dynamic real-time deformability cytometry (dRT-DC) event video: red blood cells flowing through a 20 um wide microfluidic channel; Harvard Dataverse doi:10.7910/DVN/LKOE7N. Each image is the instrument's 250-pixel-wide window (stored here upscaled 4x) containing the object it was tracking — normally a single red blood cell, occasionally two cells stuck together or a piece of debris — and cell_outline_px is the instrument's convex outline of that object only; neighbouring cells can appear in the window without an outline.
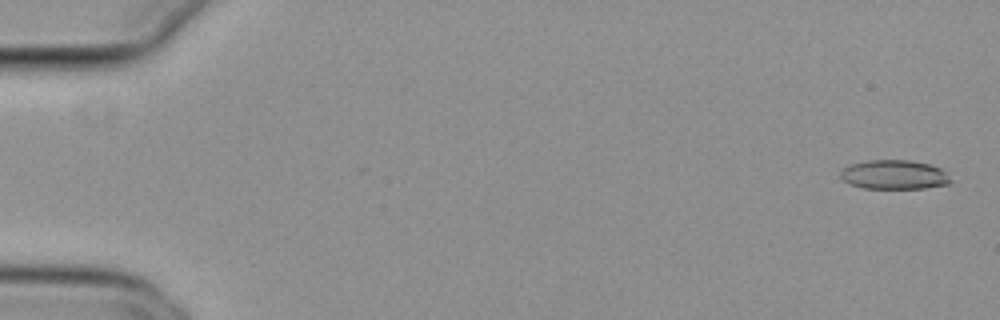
{"species": "common noctule bat (a hibernating species)", "species_latin": "Nyctalus noctula", "temperature_condition": "cold", "stored_images_in_passage": 11, "camera_frame_rate_fps": 3000, "um_per_image_px": 0.085, "animal": {"sex": "female", "body_mass_g": 29.2, "forearm_length_mm": 56.3}, "frame": {"image": 1, "passage_image": 2, "time_ms": 0.333, "image_size_px": [1000, 320], "cell_outline_px": [[952, 180], [948, 184], [924, 188], [864, 188], [852, 184], [844, 180], [840, 176], [840, 172], [844, 168], [852, 164], [868, 160], [912, 160], [928, 164], [940, 168]], "centroid_in_image_um": [76.01, 14.84], "position_along_channel_um": 9.0, "area_um2": 18.5}}